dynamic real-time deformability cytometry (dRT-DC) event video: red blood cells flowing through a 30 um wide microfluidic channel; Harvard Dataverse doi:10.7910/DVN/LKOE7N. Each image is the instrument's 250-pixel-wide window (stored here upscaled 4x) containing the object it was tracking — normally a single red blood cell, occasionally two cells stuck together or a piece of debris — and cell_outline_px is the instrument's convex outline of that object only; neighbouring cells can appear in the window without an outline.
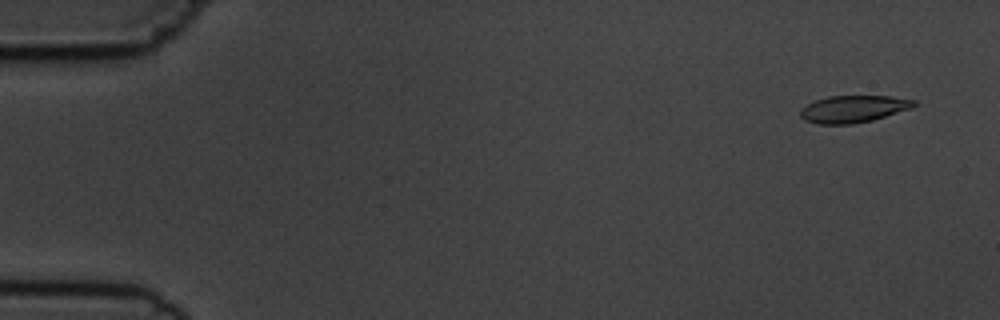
{"species": "common noctule bat (a hibernating species)", "species_latin": "Nyctalus noctula", "temperature_condition": "cold", "stored_images_in_passage": 6, "camera_frame_rate_fps": 3000, "um_per_image_px": 0.085, "animal": {"sex": "male", "body_mass_g": 19.5, "forearm_length_mm": 54.6}, "frame": {"image": 1, "passage_image": 1, "time_ms": 0.0, "image_size_px": [1000, 320], "cell_outline_px": [[916, 104], [912, 108], [872, 120], [852, 124], [816, 124], [804, 120], [800, 116], [800, 108], [816, 100], [828, 96], [892, 96], [916, 100]], "centroid_in_image_um": [72.52, 9.26], "position_along_channel_um": 12.5, "area_um2": 17.98}}
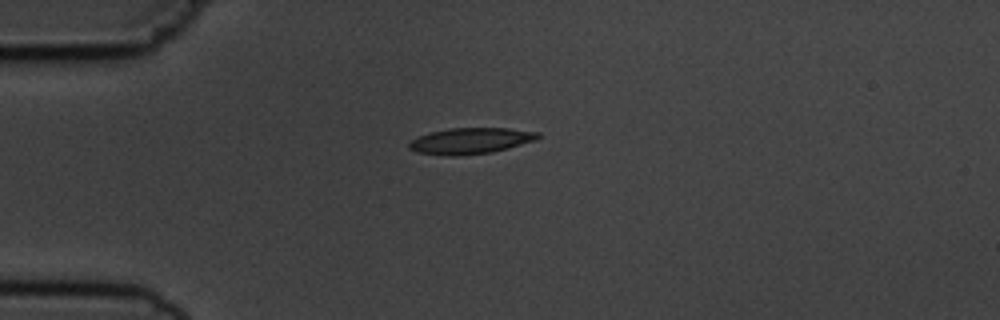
{"frame": {"image": 2, "passage_image": 4, "time_ms": 3.667, "image_size_px": [1000, 320], "cell_outline_px": [[540, 136], [536, 140], [508, 148], [492, 152], [456, 156], [452, 156], [416, 152], [408, 148], [408, 144], [412, 140], [420, 136], [432, 132], [448, 128], [508, 128], [540, 132]], "centroid_in_image_um": [40.02, 11.97], "position_along_channel_um": 45.0, "area_um2": 19.48}}
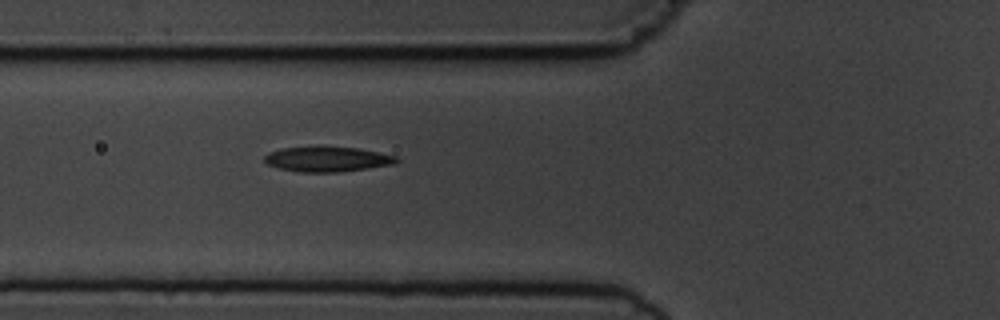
{"frame": {"image": 3, "passage_image": 6, "time_ms": 5.667, "image_size_px": [1000, 320], "cell_outline_px": [[400, 160], [392, 164], [368, 168], [340, 172], [300, 172], [280, 168], [268, 164], [264, 160], [264, 156], [268, 152], [280, 148], [316, 144], [324, 144], [360, 148], [396, 156]], "centroid_in_image_um": [27.78, 13.48], "position_along_channel_um": 98.0, "area_um2": 20.06}}